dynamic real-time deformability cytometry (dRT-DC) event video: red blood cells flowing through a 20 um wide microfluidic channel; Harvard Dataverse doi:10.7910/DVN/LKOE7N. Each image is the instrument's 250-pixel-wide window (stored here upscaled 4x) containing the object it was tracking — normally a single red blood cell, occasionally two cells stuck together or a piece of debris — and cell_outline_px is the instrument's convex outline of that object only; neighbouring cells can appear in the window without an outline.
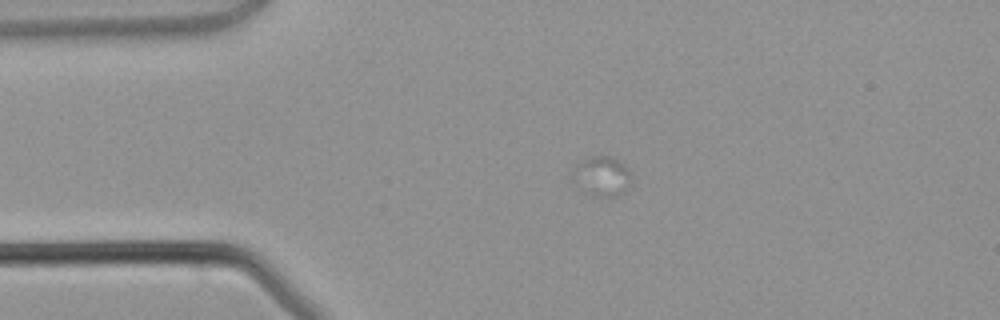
{"species": "common noctule bat (a hibernating species)", "species_latin": "Nyctalus noctula", "temperature_condition": "warm", "stored_images_in_passage": 8, "camera_frame_rate_fps": 3000, "um_per_image_px": 0.085, "animal": {"sex": "male", "body_mass_g": 21.5, "forearm_length_mm": 52.0}, "frame": {"image": 1, "passage_image": 1, "time_ms": 0.0, "image_size_px": [1000, 320], "cell_outline_px": [[632, 176], [628, 184], [616, 196], [592, 196], [584, 164], [592, 156], [612, 156], [624, 164]], "centroid_in_image_um": [51.56, 14.94], "position_along_channel_um": 33.4, "area_um2": 10.58}}